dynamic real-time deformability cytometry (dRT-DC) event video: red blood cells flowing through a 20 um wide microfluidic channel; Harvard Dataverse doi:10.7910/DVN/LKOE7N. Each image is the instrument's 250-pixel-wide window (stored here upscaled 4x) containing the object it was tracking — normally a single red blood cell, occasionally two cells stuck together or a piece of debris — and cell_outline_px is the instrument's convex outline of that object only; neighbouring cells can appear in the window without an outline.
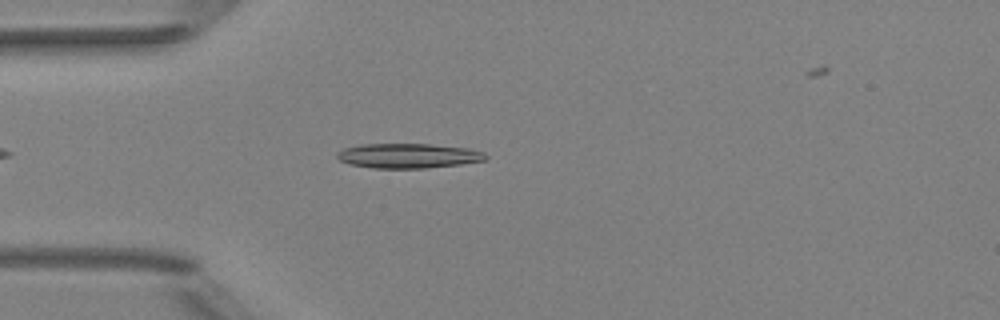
{"species": "Egyptian fruit bat (a non-hibernating species)", "species_latin": "Rousettus aegyptiacus", "temperature_condition": "room temperature", "stored_images_in_passage": 39, "camera_frame_rate_fps": 3000, "um_per_image_px": 0.085, "animal": {"sex": "female"}, "frame": {"image": 1, "passage_image": 4, "time_ms": 1.0, "image_size_px": [1000, 320], "cell_outline_px": [[488, 160], [460, 164], [424, 168], [372, 168], [352, 164], [340, 160], [336, 156], [344, 148], [360, 144], [432, 144], [468, 148], [484, 152], [488, 156]], "centroid_in_image_um": [34.76, 13.23], "position_along_channel_um": 50.2, "area_um2": 21.33}}
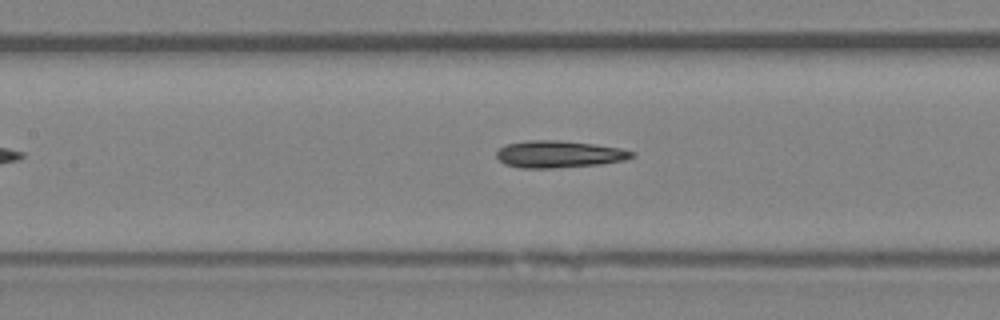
{"frame": {"image": 2, "passage_image": 13, "time_ms": 4.0, "image_size_px": [1000, 320], "cell_outline_px": [[636, 156], [624, 160], [600, 164], [556, 168], [520, 168], [504, 164], [496, 156], [496, 152], [504, 144], [528, 140], [556, 140], [592, 144], [620, 148], [636, 152]], "centroid_in_image_um": [47.5, 13.11], "position_along_channel_um": 159.9, "area_um2": 21.39}}
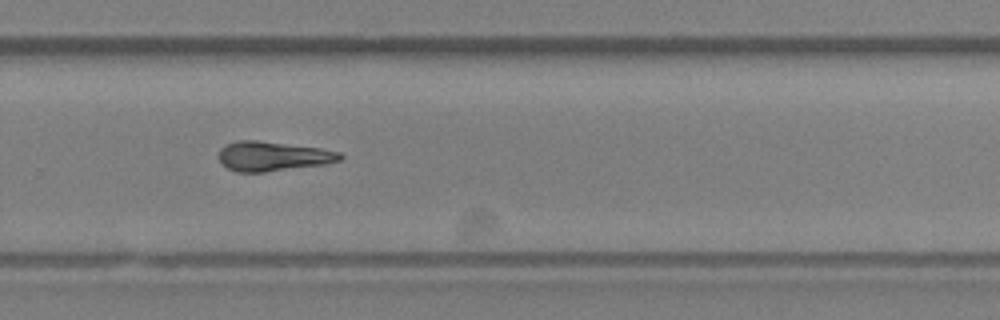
{"frame": {"image": 3, "passage_image": 24, "time_ms": 7.667, "image_size_px": [1000, 320], "cell_outline_px": [[344, 156], [340, 160], [324, 164], [264, 172], [236, 172], [228, 168], [220, 160], [220, 148], [224, 144], [240, 140], [256, 140], [320, 148], [340, 152]], "centroid_in_image_um": [23.19, 13.27], "position_along_channel_um": 306.6, "area_um2": 20.69}}